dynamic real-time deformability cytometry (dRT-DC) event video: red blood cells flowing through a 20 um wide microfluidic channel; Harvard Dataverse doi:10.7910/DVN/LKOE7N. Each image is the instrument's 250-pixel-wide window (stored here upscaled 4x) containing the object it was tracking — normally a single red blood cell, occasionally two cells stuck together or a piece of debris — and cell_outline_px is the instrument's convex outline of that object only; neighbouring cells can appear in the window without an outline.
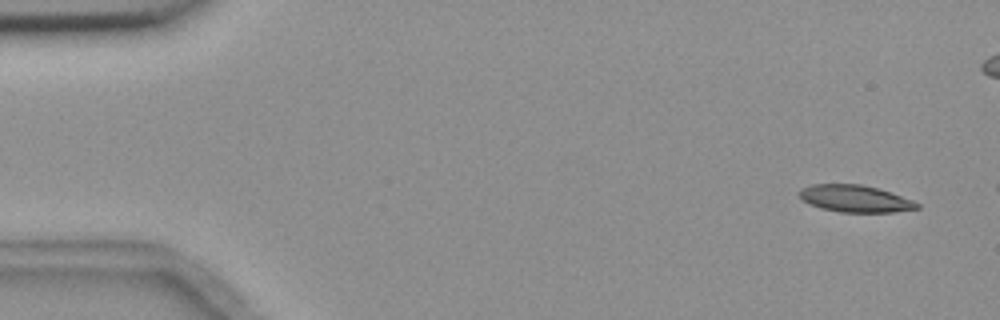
{"species": "common noctule bat (a hibernating species)", "species_latin": "Nyctalus noctula", "temperature_condition": "room temperature", "stored_images_in_passage": 4, "camera_frame_rate_fps": 3000, "um_per_image_px": 0.085, "animal": {"sex": "female", "body_mass_g": 18.4}, "frame": {"image": 1, "passage_image": 1, "time_ms": 0.0, "image_size_px": [1000, 320], "cell_outline_px": [[920, 208], [892, 212], [840, 212], [820, 208], [804, 200], [800, 196], [800, 188], [812, 184], [860, 184], [876, 188], [912, 200], [920, 204]], "centroid_in_image_um": [72.68, 16.88], "position_along_channel_um": 12.3, "area_um2": 18.21}}